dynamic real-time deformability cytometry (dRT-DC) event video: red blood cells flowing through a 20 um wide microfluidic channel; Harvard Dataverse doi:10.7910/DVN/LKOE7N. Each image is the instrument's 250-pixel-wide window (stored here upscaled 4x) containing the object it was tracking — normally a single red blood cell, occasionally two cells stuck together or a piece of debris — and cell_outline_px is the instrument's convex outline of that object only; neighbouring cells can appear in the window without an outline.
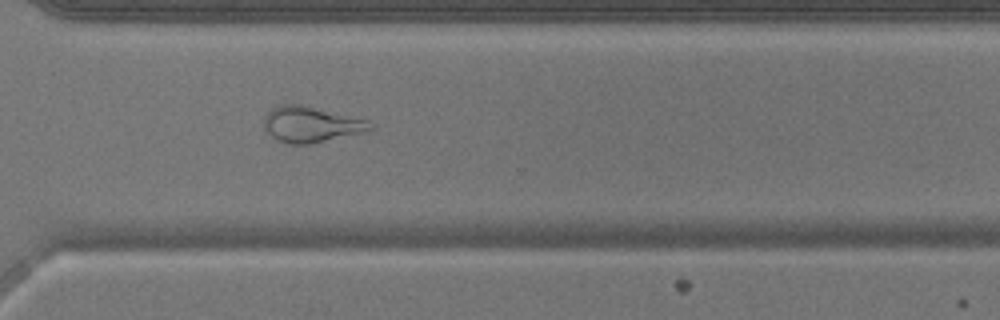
{"species": "common noctule bat (a hibernating species)", "species_latin": "Nyctalus noctula", "temperature_condition": "warm", "stored_images_in_passage": 39, "camera_frame_rate_fps": 3000, "um_per_image_px": 0.085, "animal": {"sex": "male", "body_mass_g": 17.9}, "frame": {"image": 1, "passage_image": 26, "time_ms": 8.333, "image_size_px": [1000, 320], "cell_outline_px": [[376, 128], [368, 132], [312, 144], [288, 144], [276, 140], [264, 128], [264, 116], [272, 108], [280, 104], [300, 104], [368, 120]], "centroid_in_image_um": [26.47, 10.59], "position_along_channel_um": 344.1, "area_um2": 22.43}}
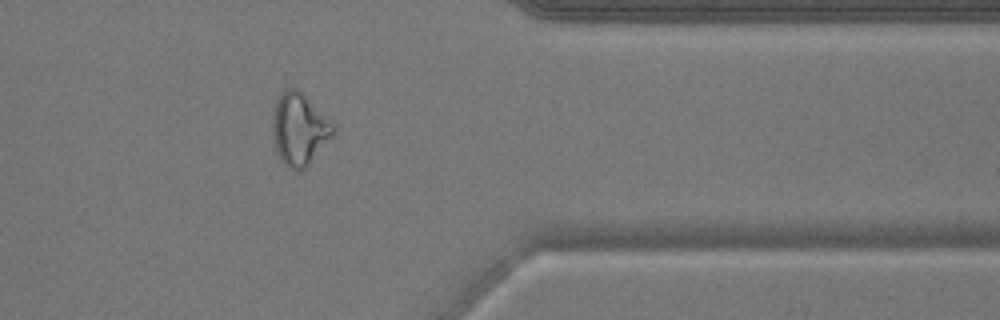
{"frame": {"image": 2, "passage_image": 30, "time_ms": 9.667, "image_size_px": [1000, 320], "cell_outline_px": [[336, 132], [308, 164], [304, 168], [296, 172], [288, 168], [280, 160], [276, 148], [272, 132], [272, 116], [276, 100], [280, 92], [288, 88], [296, 88], [332, 120], [336, 128]], "centroid_in_image_um": [25.43, 10.97], "position_along_channel_um": 386.0, "area_um2": 25.55}}
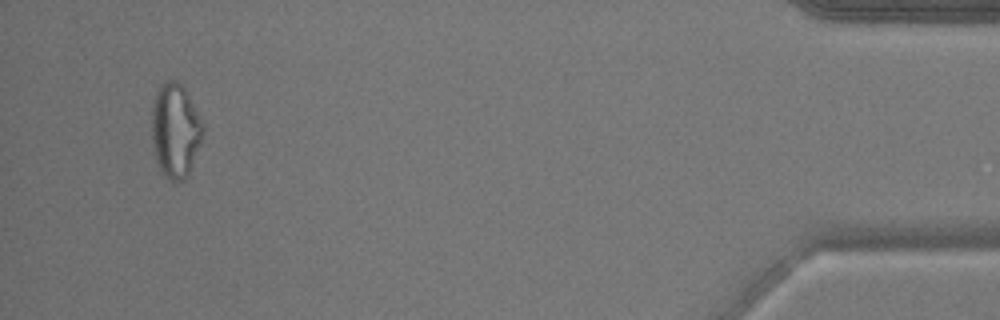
{"frame": {"image": 3, "passage_image": 37, "time_ms": 12.0, "image_size_px": [1000, 320], "cell_outline_px": [[204, 128], [188, 176], [176, 184], [168, 180], [164, 176], [156, 160], [152, 144], [152, 108], [156, 92], [160, 84], [164, 80], [176, 80], [184, 88]], "centroid_in_image_um": [14.86, 11.12], "position_along_channel_um": 420.3, "area_um2": 27.74}}